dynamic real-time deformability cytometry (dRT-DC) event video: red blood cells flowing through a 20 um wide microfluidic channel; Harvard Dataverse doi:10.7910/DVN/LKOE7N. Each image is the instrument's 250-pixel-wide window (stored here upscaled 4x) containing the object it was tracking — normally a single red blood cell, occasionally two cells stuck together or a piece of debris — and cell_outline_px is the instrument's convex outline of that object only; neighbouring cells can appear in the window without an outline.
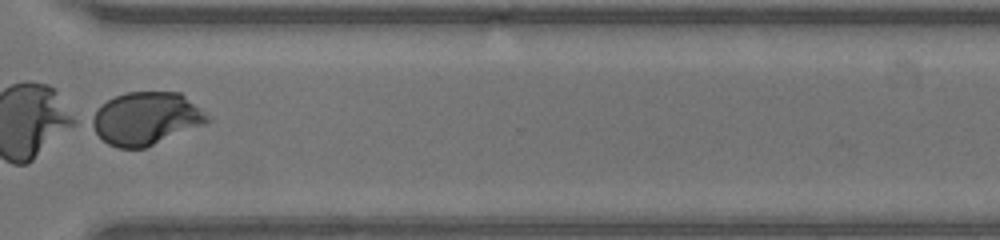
{"species": "human", "species_latin": "Homo sapiens", "temperature_condition": "warm", "stored_images_in_passage": 46, "segment_of_instrument_passage": [2, 2], "camera_frame_rate_fps": 3000, "um_per_image_px": 0.085, "donor": {"sex": "male"}, "frame": {"image": 1, "passage_image": 35, "time_ms": 11.333, "image_size_px": [1000, 240], "cell_outline_px": [[212, 120], [204, 124], [144, 148], [120, 148], [108, 144], [88, 124], [88, 120], [100, 104], [116, 96], [128, 92], [180, 92], [200, 108]], "centroid_in_image_um": [12.36, 10.06], "position_along_channel_um": 358.2, "area_um2": 35.37}}